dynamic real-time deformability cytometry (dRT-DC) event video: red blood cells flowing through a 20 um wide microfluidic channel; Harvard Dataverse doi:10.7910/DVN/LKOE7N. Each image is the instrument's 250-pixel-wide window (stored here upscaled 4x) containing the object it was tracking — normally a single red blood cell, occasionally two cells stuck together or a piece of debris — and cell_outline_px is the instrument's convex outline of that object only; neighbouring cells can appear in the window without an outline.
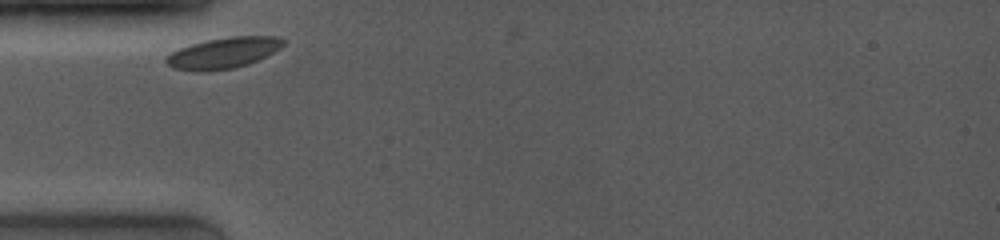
{"species": "common noctule bat (a hibernating species)", "species_latin": "Nyctalus noctula", "temperature_condition": "room temperature", "stored_images_in_passage": 5, "camera_frame_rate_fps": 4000, "um_per_image_px": 0.085, "animal": {"sex": "female", "body_mass_g": 19.0, "forearm_length_mm": 53.3}, "frame": {"image": 1, "passage_image": 2, "time_ms": 0.25, "image_size_px": [1000, 240], "cell_outline_px": [[284, 44], [280, 48], [248, 64], [232, 68], [208, 72], [196, 72], [172, 68], [164, 60], [172, 52], [180, 48], [192, 44], [208, 40], [228, 36], [276, 36], [284, 40]], "centroid_in_image_um": [18.95, 4.51], "position_along_channel_um": 66.0, "area_um2": 20.98}}